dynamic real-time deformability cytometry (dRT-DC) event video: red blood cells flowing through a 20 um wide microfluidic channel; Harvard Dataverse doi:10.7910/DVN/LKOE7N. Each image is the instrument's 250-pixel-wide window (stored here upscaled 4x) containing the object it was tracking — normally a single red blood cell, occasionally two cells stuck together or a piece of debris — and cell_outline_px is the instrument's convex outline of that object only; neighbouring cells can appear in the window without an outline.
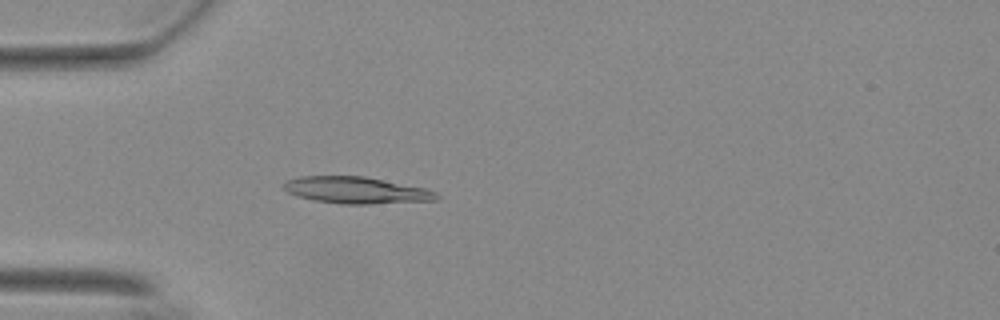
{"species": "Egyptian fruit bat (a non-hibernating species)", "species_latin": "Rousettus aegyptiacus", "temperature_condition": "warm", "stored_images_in_passage": 54, "camera_frame_rate_fps": 3000, "um_per_image_px": 0.085, "animal": {"sex": "female"}, "frame": {"image": 1, "passage_image": 15, "time_ms": 4.667, "image_size_px": [1000, 320], "cell_outline_px": [[440, 200], [368, 204], [340, 204], [316, 200], [296, 196], [288, 192], [280, 184], [284, 180], [300, 176], [364, 176], [424, 188], [436, 192], [440, 196]], "centroid_in_image_um": [30.25, 16.17], "position_along_channel_um": 54.8, "area_um2": 23.87}}
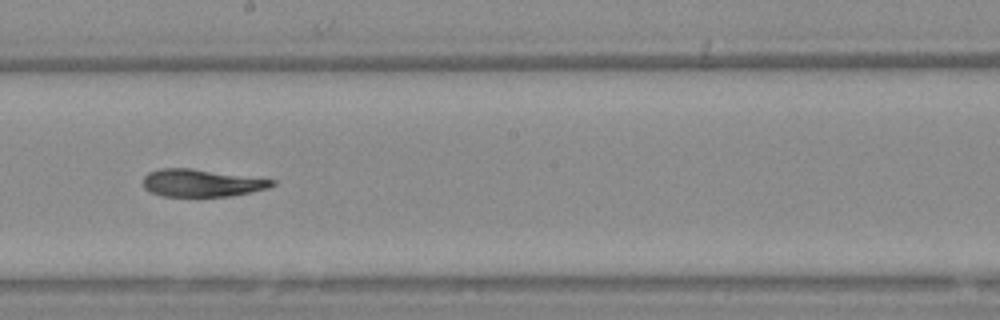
{"frame": {"image": 2, "passage_image": 30, "time_ms": 9.667, "image_size_px": [1000, 320], "cell_outline_px": [[276, 184], [268, 188], [232, 196], [160, 196], [148, 192], [144, 188], [144, 176], [148, 172], [160, 168], [192, 168], [276, 180]], "centroid_in_image_um": [17.11, 15.55], "position_along_channel_um": 231.1, "area_um2": 20.75}}
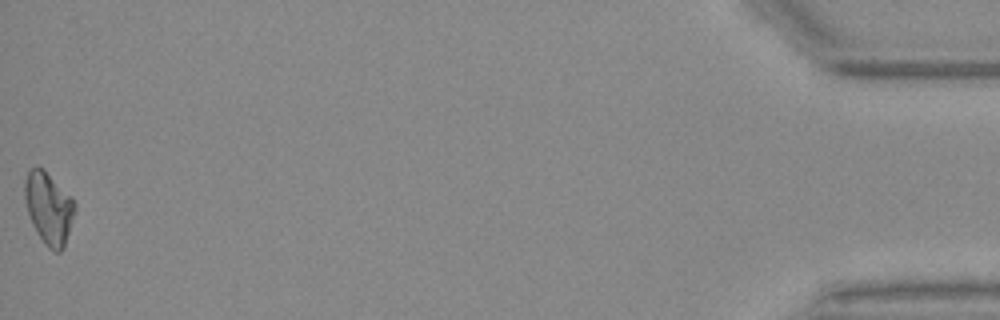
{"frame": {"image": 3, "passage_image": 54, "time_ms": 17.667, "image_size_px": [1000, 320], "cell_outline_px": [[76, 208], [64, 248], [60, 252], [56, 252], [48, 248], [44, 244], [32, 224], [28, 212], [24, 196], [24, 180], [28, 172], [36, 164], [44, 168], [72, 196], [76, 204]], "centroid_in_image_um": [4.15, 17.65], "position_along_channel_um": 431.0, "area_um2": 21.33}, "authors_computed_cell_mechanics": {"area_um2": 21.8195, "velocity_mm_per_s": 3.692, "shape_relaxation_time_tau1_ms": null, "shape_relaxation_time_tau2_ms": 1.2781, "deformation_change_tau1": null, "deformation_change_tau2": 0.0572}}